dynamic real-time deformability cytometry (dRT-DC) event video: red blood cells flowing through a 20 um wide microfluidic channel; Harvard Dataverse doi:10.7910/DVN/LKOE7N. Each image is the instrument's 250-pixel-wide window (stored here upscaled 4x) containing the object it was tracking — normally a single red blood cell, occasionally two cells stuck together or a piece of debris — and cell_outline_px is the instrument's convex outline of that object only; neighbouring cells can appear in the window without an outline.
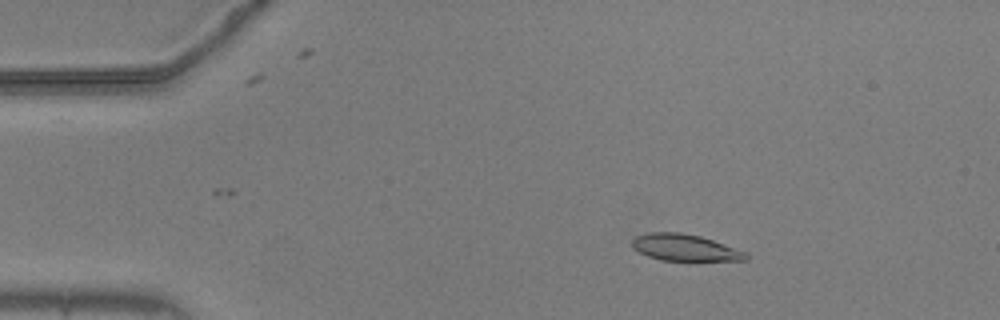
{"species": "common noctule bat (a hibernating species)", "species_latin": "Nyctalus noctula", "temperature_condition": "warm", "stored_images_in_passage": 55, "camera_frame_rate_fps": 3000, "um_per_image_px": 0.085, "animal": {"sex": "male", "body_mass_g": 20.5, "forearm_length_mm": 52.5}, "frame": {"image": 1, "passage_image": 9, "time_ms": 2.667, "image_size_px": [1000, 320], "cell_outline_px": [[748, 260], [660, 260], [648, 256], [632, 248], [632, 240], [636, 236], [648, 232], [680, 232], [700, 236], [748, 252]], "centroid_in_image_um": [58.2, 21.04], "position_along_channel_um": 26.8, "area_um2": 17.57}}
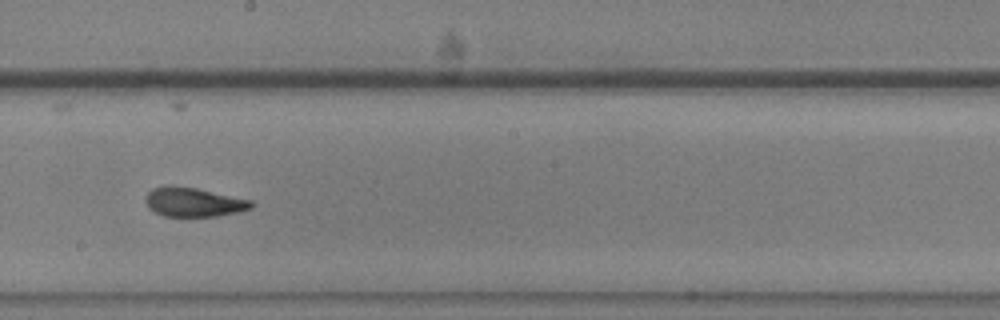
{"frame": {"image": 2, "passage_image": 31, "time_ms": 10.0, "image_size_px": [1000, 320], "cell_outline_px": [[256, 204], [252, 208], [240, 212], [216, 216], [164, 216], [156, 212], [144, 200], [148, 192], [152, 188], [172, 184], [196, 188], [252, 200]], "centroid_in_image_um": [16.5, 17.16], "position_along_channel_um": 231.7, "area_um2": 18.03}}
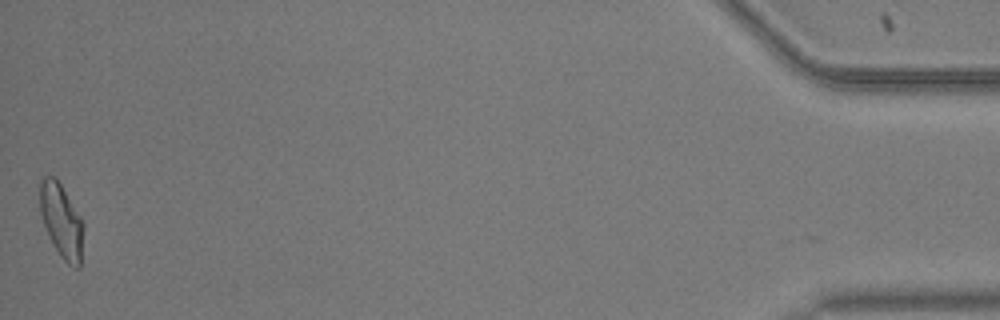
{"frame": {"image": 3, "passage_image": 55, "time_ms": 18.0, "image_size_px": [1000, 320], "cell_outline_px": [[84, 228], [80, 268], [72, 268], [60, 256], [48, 236], [40, 212], [40, 184], [44, 176], [56, 176], [80, 216], [84, 224]], "centroid_in_image_um": [5.24, 18.79], "position_along_channel_um": 430.0, "area_um2": 18.84}, "authors_computed_cell_mechanics": {"area_um2": 18.0914, "velocity_mm_per_s": 3.6694, "shape_relaxation_time_tau1_ms": null, "shape_relaxation_time_tau2_ms": 1.5193, "deformation_change_tau1": null, "deformation_change_tau2": 0.0823}}